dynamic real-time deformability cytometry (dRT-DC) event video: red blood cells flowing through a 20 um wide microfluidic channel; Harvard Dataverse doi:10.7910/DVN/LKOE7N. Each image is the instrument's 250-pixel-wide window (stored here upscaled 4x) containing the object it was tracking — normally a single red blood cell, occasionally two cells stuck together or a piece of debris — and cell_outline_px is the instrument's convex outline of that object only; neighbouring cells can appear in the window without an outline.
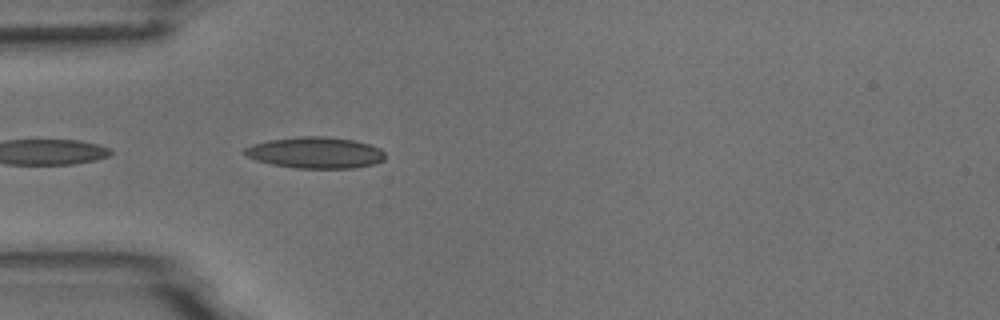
{"species": "common noctule bat (a hibernating species)", "species_latin": "Nyctalus noctula", "temperature_condition": "room temperature", "stored_images_in_passage": 4, "camera_frame_rate_fps": 3000, "um_per_image_px": 0.085, "animal": {"sex": "male", "body_mass_g": 18.8}, "frame": {"image": 1, "passage_image": 4, "time_ms": 4.333, "image_size_px": [1000, 320], "cell_outline_px": [[384, 160], [372, 164], [356, 168], [296, 168], [272, 164], [256, 160], [240, 152], [244, 148], [252, 144], [268, 140], [300, 136], [324, 136], [356, 140], [380, 148], [384, 152]], "centroid_in_image_um": [26.79, 12.97], "position_along_channel_um": 58.2, "area_um2": 25.72}}